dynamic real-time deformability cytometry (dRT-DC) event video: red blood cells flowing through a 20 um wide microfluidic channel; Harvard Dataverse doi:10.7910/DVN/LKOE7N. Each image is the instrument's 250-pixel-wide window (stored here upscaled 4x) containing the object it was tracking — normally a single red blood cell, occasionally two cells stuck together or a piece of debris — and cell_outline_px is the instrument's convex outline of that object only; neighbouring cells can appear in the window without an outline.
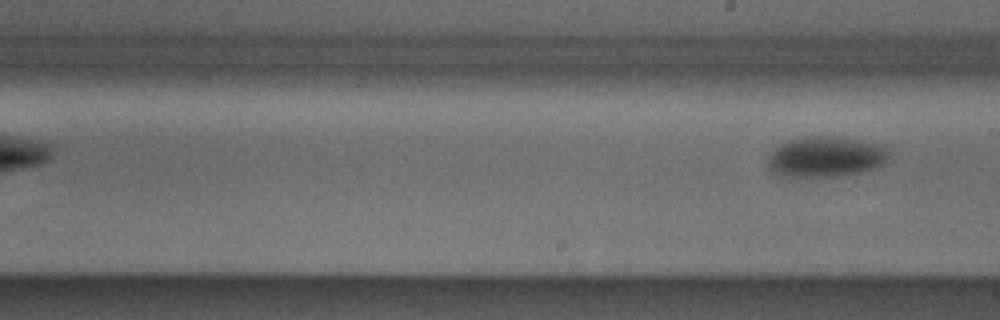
{"species": "Egyptian fruit bat (a non-hibernating species)", "species_latin": "Rousettus aegyptiacus", "temperature_condition": "cold", "stored_images_in_passage": 6, "segment_of_instrument_passage": [2, 2], "camera_frame_rate_fps": 3000, "um_per_image_px": 0.085, "animal": {"sex": "male"}, "frame": {"image": 1, "passage_image": 6, "time_ms": 1.667, "image_size_px": [1000, 320], "cell_outline_px": [[888, 156], [884, 164], [876, 168], [856, 172], [832, 176], [784, 176], [776, 172], [768, 164], [768, 156], [780, 144], [788, 140], [812, 136], [840, 136], [884, 144], [888, 152]], "centroid_in_image_um": [70.24, 13.29], "position_along_channel_um": 218.8, "area_um2": 28.32}}